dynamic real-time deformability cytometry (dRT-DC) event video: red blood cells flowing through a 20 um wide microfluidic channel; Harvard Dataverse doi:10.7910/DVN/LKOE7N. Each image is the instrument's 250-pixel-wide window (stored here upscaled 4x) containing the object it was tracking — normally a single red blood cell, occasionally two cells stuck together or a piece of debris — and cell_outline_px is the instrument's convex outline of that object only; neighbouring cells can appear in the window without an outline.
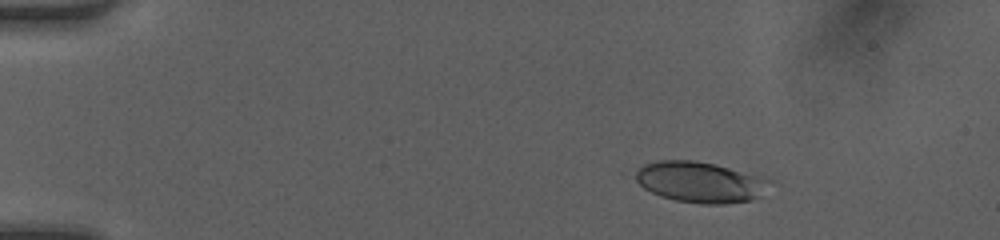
{"species": "human", "species_latin": "Homo sapiens", "temperature_condition": "room temperature", "stored_images_in_passage": 47, "camera_frame_rate_fps": 3000, "um_per_image_px": 0.085, "donor": {"sex": "female"}, "frame": {"image": 1, "passage_image": 6, "time_ms": 1.667, "image_size_px": [1000, 240], "cell_outline_px": [[760, 196], [752, 200], [724, 204], [700, 204], [676, 200], [660, 196], [644, 188], [636, 180], [632, 172], [644, 164], [656, 160], [692, 160], [712, 164], [728, 168], [752, 176]], "centroid_in_image_um": [59.18, 15.48], "position_along_channel_um": 25.8, "area_um2": 30.11}}
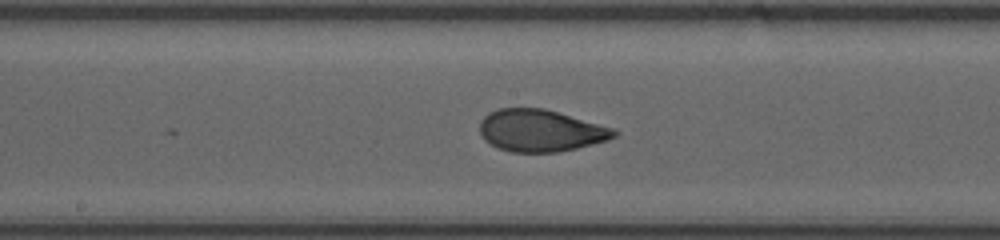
{"frame": {"image": 2, "passage_image": 25, "time_ms": 8.0, "image_size_px": [1000, 240], "cell_outline_px": [[620, 132], [616, 136], [608, 140], [576, 148], [556, 152], [512, 152], [496, 148], [484, 140], [480, 132], [480, 120], [488, 112], [500, 108], [544, 108], [616, 128]], "centroid_in_image_um": [45.96, 11.1], "position_along_channel_um": 202.2, "area_um2": 33.18}}
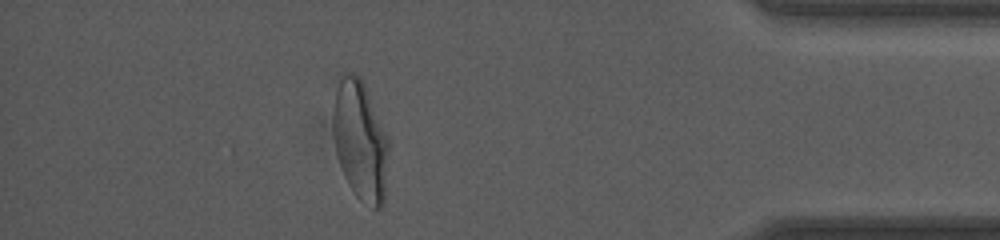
{"frame": {"image": 3, "passage_image": 42, "time_ms": 13.667, "image_size_px": [1000, 240], "cell_outline_px": [[388, 148], [384, 204], [380, 208], [372, 208], [360, 200], [356, 196], [348, 184], [344, 176], [336, 152], [332, 116], [332, 112], [336, 88], [340, 72], [352, 72], [360, 76], [364, 84], [388, 136]], "centroid_in_image_um": [30.61, 11.92], "position_along_channel_um": 404.6, "area_um2": 38.9}, "authors_computed_cell_mechanics": {"area_um2": 32.8304, "velocity_mm_per_s": 4.2207, "shape_relaxation_time_tau1_ms": 3.6436, "shape_relaxation_time_tau2_ms": 0.7942, "deformation_change_tau1": 0.159, "deformation_change_tau2": 0.0583}}